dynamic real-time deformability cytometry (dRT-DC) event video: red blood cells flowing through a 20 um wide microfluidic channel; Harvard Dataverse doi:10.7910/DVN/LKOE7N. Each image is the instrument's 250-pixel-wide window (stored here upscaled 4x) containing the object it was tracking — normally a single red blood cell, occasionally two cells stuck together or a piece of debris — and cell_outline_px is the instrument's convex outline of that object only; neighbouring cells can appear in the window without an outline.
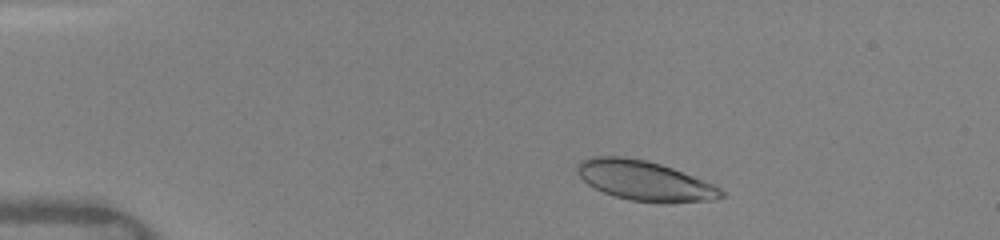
{"species": "human", "species_latin": "Homo sapiens", "temperature_condition": "warm", "stored_images_in_passage": 23, "camera_frame_rate_fps": 3000, "um_per_image_px": 0.085, "donor": {"sex": "female"}, "frame": {"image": 1, "passage_image": 2, "time_ms": 1.0, "image_size_px": [1000, 240], "cell_outline_px": [[724, 196], [716, 200], [668, 204], [664, 204], [628, 200], [604, 192], [588, 184], [576, 172], [576, 164], [580, 160], [592, 156], [624, 156], [644, 160], [660, 164], [672, 168], [712, 184], [720, 188], [724, 192]], "centroid_in_image_um": [54.79, 15.38], "position_along_channel_um": 30.2, "area_um2": 33.58}}
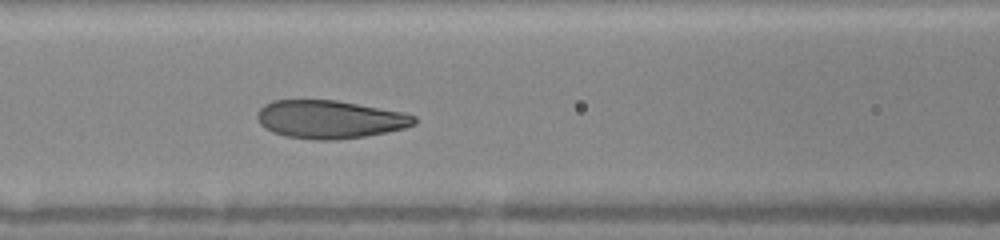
{"frame": {"image": 2, "passage_image": 11, "time_ms": 5.333, "image_size_px": [1000, 240], "cell_outline_px": [[416, 124], [404, 128], [388, 132], [364, 136], [336, 140], [312, 140], [284, 136], [272, 132], [264, 128], [260, 124], [256, 116], [256, 112], [264, 104], [272, 100], [336, 100], [404, 112], [416, 116]], "centroid_in_image_um": [28.01, 10.15], "position_along_channel_um": 138.6, "area_um2": 35.2}}
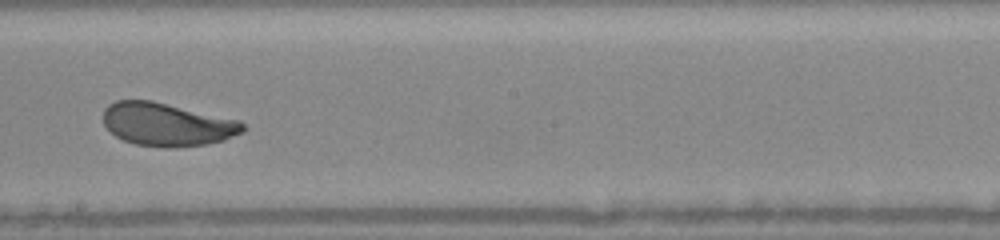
{"frame": {"image": 3, "passage_image": 18, "time_ms": 7.667, "image_size_px": [1000, 240], "cell_outline_px": [[244, 132], [224, 140], [204, 144], [176, 148], [164, 148], [136, 144], [124, 140], [116, 136], [104, 124], [104, 108], [108, 104], [116, 100], [152, 100], [240, 120], [244, 124]], "centroid_in_image_um": [14.21, 10.57], "position_along_channel_um": 234.0, "area_um2": 35.2}}